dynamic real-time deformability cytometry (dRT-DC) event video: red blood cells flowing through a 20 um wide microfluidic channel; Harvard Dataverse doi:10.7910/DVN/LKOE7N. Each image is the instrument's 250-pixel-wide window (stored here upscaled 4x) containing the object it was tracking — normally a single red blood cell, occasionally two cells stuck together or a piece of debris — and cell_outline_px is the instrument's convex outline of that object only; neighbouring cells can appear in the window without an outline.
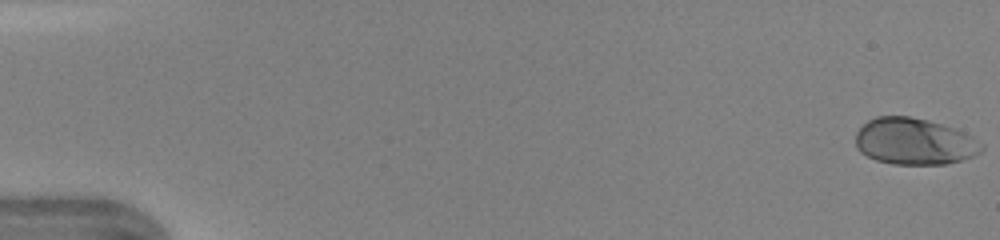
{"species": "human", "species_latin": "Homo sapiens", "temperature_condition": "warm", "stored_images_in_passage": 47, "camera_frame_rate_fps": 3000, "um_per_image_px": 0.085, "donor": {"sex": "female"}, "frame": {"image": 1, "passage_image": 1, "time_ms": 0.0, "image_size_px": [1000, 240], "cell_outline_px": [[984, 148], [980, 152], [972, 156], [960, 160], [944, 164], [892, 164], [876, 160], [860, 152], [856, 148], [856, 132], [868, 120], [876, 116], [908, 116], [928, 120], [964, 132], [972, 136], [984, 144]], "centroid_in_image_um": [77.71, 12.02], "position_along_channel_um": 7.3, "area_um2": 34.1}}
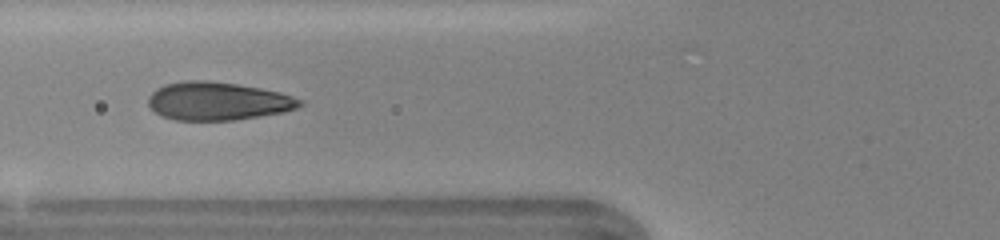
{"frame": {"image": 2, "passage_image": 19, "time_ms": 6.0, "image_size_px": [1000, 240], "cell_outline_px": [[304, 104], [296, 108], [284, 112], [260, 116], [232, 120], [176, 120], [160, 116], [148, 104], [148, 96], [156, 88], [164, 84], [184, 80], [208, 80], [236, 84], [260, 88], [280, 92], [304, 100]], "centroid_in_image_um": [18.5, 8.59], "position_along_channel_um": 107.3, "area_um2": 33.87}}
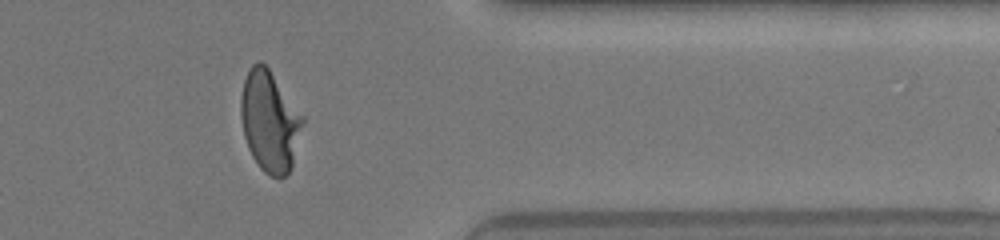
{"frame": {"image": 3, "passage_image": 39, "time_ms": 12.667, "image_size_px": [1000, 240], "cell_outline_px": [[304, 124], [292, 168], [280, 180], [264, 172], [260, 168], [252, 156], [248, 148], [244, 136], [240, 116], [240, 96], [244, 80], [252, 64], [256, 60], [260, 60], [268, 68], [304, 116]], "centroid_in_image_um": [22.93, 10.33], "position_along_channel_um": 388.5, "area_um2": 36.65}, "authors_computed_cell_mechanics": {"area_um2": 34.391, "velocity_mm_per_s": 4.3838, "shape_relaxation_time_tau1_ms": 2.8991, "shape_relaxation_time_tau2_ms": null, "deformation_change_tau1": 0.2028, "deformation_change_tau2": null}}